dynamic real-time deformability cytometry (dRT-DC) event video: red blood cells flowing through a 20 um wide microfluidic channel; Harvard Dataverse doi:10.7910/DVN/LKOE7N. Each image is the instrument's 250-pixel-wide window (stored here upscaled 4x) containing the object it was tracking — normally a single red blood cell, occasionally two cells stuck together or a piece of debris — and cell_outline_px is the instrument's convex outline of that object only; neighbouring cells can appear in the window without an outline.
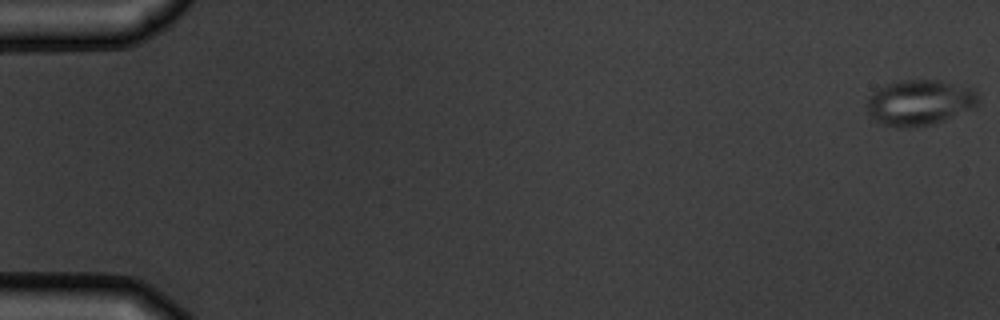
{"species": "common noctule bat (a hibernating species)", "species_latin": "Nyctalus noctula", "temperature_condition": "warm", "stored_images_in_passage": 6, "camera_frame_rate_fps": 3000, "um_per_image_px": 0.085, "animal": {"sex": "male", "body_mass_g": 19.5, "forearm_length_mm": 54.6}, "frame": {"image": 1, "passage_image": 1, "time_ms": 0.0, "image_size_px": [1000, 320], "cell_outline_px": [[980, 100], [976, 108], [936, 124], [912, 128], [896, 128], [884, 124], [876, 120], [868, 112], [868, 100], [872, 92], [876, 88], [884, 84], [904, 80], [936, 80], [968, 88], [976, 92], [980, 96]], "centroid_in_image_um": [78.19, 8.74], "position_along_channel_um": 6.8, "area_um2": 29.82}}